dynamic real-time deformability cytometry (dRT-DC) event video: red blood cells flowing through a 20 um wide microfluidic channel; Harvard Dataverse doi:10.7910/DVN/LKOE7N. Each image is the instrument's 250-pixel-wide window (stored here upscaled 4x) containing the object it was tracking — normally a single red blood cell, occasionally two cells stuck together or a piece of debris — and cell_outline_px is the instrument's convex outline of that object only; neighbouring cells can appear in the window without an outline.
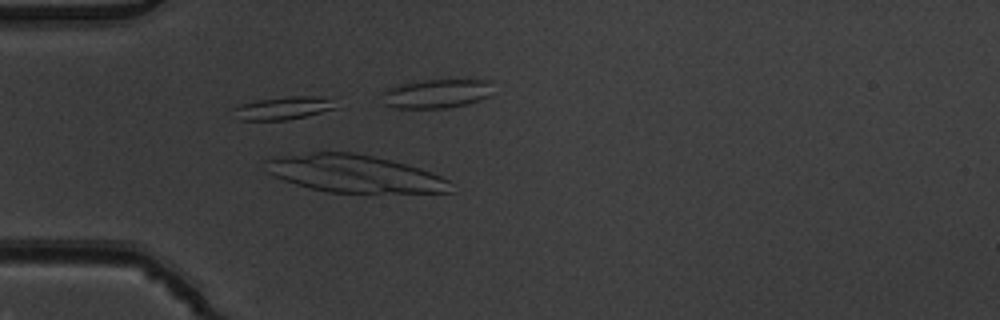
{"species": "common noctule bat (a hibernating species)", "species_latin": "Nyctalus noctula", "temperature_condition": "warm", "stored_images_in_passage": 6, "segment_of_instrument_passage": [1, 2], "camera_frame_rate_fps": 3000, "um_per_image_px": 0.085, "animal": {"sex": "male", "body_mass_g": 19.5, "forearm_length_mm": 54.6}, "frame": {"image": 1, "passage_image": 3, "time_ms": 0.667, "image_size_px": [1000, 320], "cell_outline_px": [[452, 192], [328, 192], [296, 184], [284, 180], [268, 172], [264, 160], [280, 156], [308, 152], [352, 152], [392, 160], [420, 168], [432, 172], [448, 180]], "centroid_in_image_um": [30.1, 14.74], "position_along_channel_um": 54.9, "area_um2": 39.94}}